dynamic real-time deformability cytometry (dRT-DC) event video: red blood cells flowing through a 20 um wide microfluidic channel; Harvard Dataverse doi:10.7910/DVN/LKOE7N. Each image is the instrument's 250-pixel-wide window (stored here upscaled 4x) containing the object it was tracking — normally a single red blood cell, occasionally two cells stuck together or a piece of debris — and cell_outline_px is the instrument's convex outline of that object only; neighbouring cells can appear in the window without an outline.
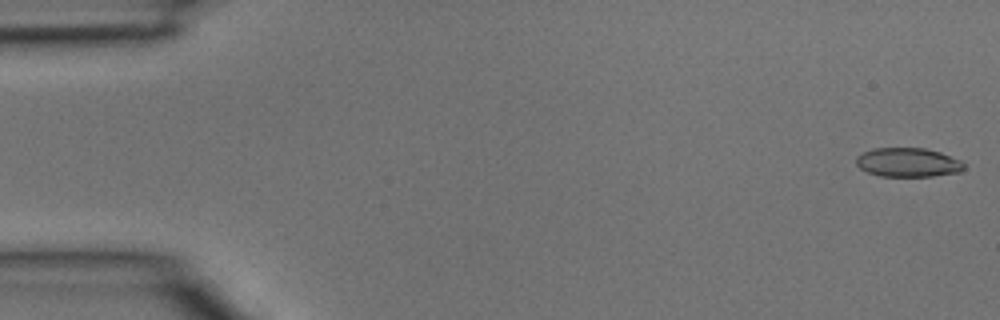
{"species": "common noctule bat (a hibernating species)", "species_latin": "Nyctalus noctula", "temperature_condition": "room temperature", "stored_images_in_passage": 3, "camera_frame_rate_fps": 3000, "um_per_image_px": 0.085, "animal": {"sex": "male", "body_mass_g": 15.6}, "frame": {"image": 1, "passage_image": 1, "time_ms": 0.0, "image_size_px": [1000, 320], "cell_outline_px": [[964, 168], [960, 172], [932, 176], [880, 176], [868, 172], [860, 168], [856, 164], [856, 156], [864, 152], [876, 148], [924, 148], [940, 152], [960, 160], [964, 164]], "centroid_in_image_um": [77.17, 13.8], "position_along_channel_um": 7.8, "area_um2": 18.15}}